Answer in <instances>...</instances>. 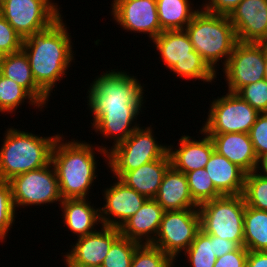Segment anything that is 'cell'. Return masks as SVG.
I'll use <instances>...</instances> for the list:
<instances>
[{
	"label": "cell",
	"mask_w": 267,
	"mask_h": 267,
	"mask_svg": "<svg viewBox=\"0 0 267 267\" xmlns=\"http://www.w3.org/2000/svg\"><path fill=\"white\" fill-rule=\"evenodd\" d=\"M62 18L49 28L23 39L22 44L36 84L49 97L56 82L67 75L72 60L75 61L71 33Z\"/></svg>",
	"instance_id": "1"
},
{
	"label": "cell",
	"mask_w": 267,
	"mask_h": 267,
	"mask_svg": "<svg viewBox=\"0 0 267 267\" xmlns=\"http://www.w3.org/2000/svg\"><path fill=\"white\" fill-rule=\"evenodd\" d=\"M63 134L54 142L51 163L58 178L62 199L88 198L89 191L97 179L96 151L108 160V146H98L72 139L64 142ZM63 141V142H62ZM94 146V147H93ZM91 187V188H90Z\"/></svg>",
	"instance_id": "2"
},
{
	"label": "cell",
	"mask_w": 267,
	"mask_h": 267,
	"mask_svg": "<svg viewBox=\"0 0 267 267\" xmlns=\"http://www.w3.org/2000/svg\"><path fill=\"white\" fill-rule=\"evenodd\" d=\"M128 74V75H127ZM144 84L126 71L111 69L97 76L90 84L87 105L92 113L91 125L103 114L117 111H141Z\"/></svg>",
	"instance_id": "3"
},
{
	"label": "cell",
	"mask_w": 267,
	"mask_h": 267,
	"mask_svg": "<svg viewBox=\"0 0 267 267\" xmlns=\"http://www.w3.org/2000/svg\"><path fill=\"white\" fill-rule=\"evenodd\" d=\"M5 132L0 146V181L48 165L54 142L60 135L42 137L13 127Z\"/></svg>",
	"instance_id": "4"
},
{
	"label": "cell",
	"mask_w": 267,
	"mask_h": 267,
	"mask_svg": "<svg viewBox=\"0 0 267 267\" xmlns=\"http://www.w3.org/2000/svg\"><path fill=\"white\" fill-rule=\"evenodd\" d=\"M184 30L194 50L215 73L217 62L221 60L224 67L238 42L228 15L213 14L202 7Z\"/></svg>",
	"instance_id": "5"
},
{
	"label": "cell",
	"mask_w": 267,
	"mask_h": 267,
	"mask_svg": "<svg viewBox=\"0 0 267 267\" xmlns=\"http://www.w3.org/2000/svg\"><path fill=\"white\" fill-rule=\"evenodd\" d=\"M161 60L173 74L180 78L216 82L217 77L194 47L185 30L161 32L153 41Z\"/></svg>",
	"instance_id": "6"
},
{
	"label": "cell",
	"mask_w": 267,
	"mask_h": 267,
	"mask_svg": "<svg viewBox=\"0 0 267 267\" xmlns=\"http://www.w3.org/2000/svg\"><path fill=\"white\" fill-rule=\"evenodd\" d=\"M245 207L243 194L223 195L202 203L198 207L200 228L206 234L244 246Z\"/></svg>",
	"instance_id": "7"
},
{
	"label": "cell",
	"mask_w": 267,
	"mask_h": 267,
	"mask_svg": "<svg viewBox=\"0 0 267 267\" xmlns=\"http://www.w3.org/2000/svg\"><path fill=\"white\" fill-rule=\"evenodd\" d=\"M153 128L138 127L124 142L108 152L107 165L114 174L112 178H120L125 172L164 157L168 153V145H161L154 137Z\"/></svg>",
	"instance_id": "8"
},
{
	"label": "cell",
	"mask_w": 267,
	"mask_h": 267,
	"mask_svg": "<svg viewBox=\"0 0 267 267\" xmlns=\"http://www.w3.org/2000/svg\"><path fill=\"white\" fill-rule=\"evenodd\" d=\"M210 109L201 130L206 134L249 133L259 112L239 95L227 92L210 102Z\"/></svg>",
	"instance_id": "9"
},
{
	"label": "cell",
	"mask_w": 267,
	"mask_h": 267,
	"mask_svg": "<svg viewBox=\"0 0 267 267\" xmlns=\"http://www.w3.org/2000/svg\"><path fill=\"white\" fill-rule=\"evenodd\" d=\"M57 4L52 0H5L0 4V14L25 39L49 28L62 16Z\"/></svg>",
	"instance_id": "10"
},
{
	"label": "cell",
	"mask_w": 267,
	"mask_h": 267,
	"mask_svg": "<svg viewBox=\"0 0 267 267\" xmlns=\"http://www.w3.org/2000/svg\"><path fill=\"white\" fill-rule=\"evenodd\" d=\"M8 182L16 211L21 207L62 202L58 178L51 162L40 169L16 175Z\"/></svg>",
	"instance_id": "11"
},
{
	"label": "cell",
	"mask_w": 267,
	"mask_h": 267,
	"mask_svg": "<svg viewBox=\"0 0 267 267\" xmlns=\"http://www.w3.org/2000/svg\"><path fill=\"white\" fill-rule=\"evenodd\" d=\"M200 229L198 208L164 211L158 233L151 244L176 262L178 255L190 247Z\"/></svg>",
	"instance_id": "12"
},
{
	"label": "cell",
	"mask_w": 267,
	"mask_h": 267,
	"mask_svg": "<svg viewBox=\"0 0 267 267\" xmlns=\"http://www.w3.org/2000/svg\"><path fill=\"white\" fill-rule=\"evenodd\" d=\"M266 43L237 42L227 63L222 67L228 92L261 81L265 74Z\"/></svg>",
	"instance_id": "13"
},
{
	"label": "cell",
	"mask_w": 267,
	"mask_h": 267,
	"mask_svg": "<svg viewBox=\"0 0 267 267\" xmlns=\"http://www.w3.org/2000/svg\"><path fill=\"white\" fill-rule=\"evenodd\" d=\"M111 9L113 21L123 30L149 34L152 41L162 32L156 0H113Z\"/></svg>",
	"instance_id": "14"
},
{
	"label": "cell",
	"mask_w": 267,
	"mask_h": 267,
	"mask_svg": "<svg viewBox=\"0 0 267 267\" xmlns=\"http://www.w3.org/2000/svg\"><path fill=\"white\" fill-rule=\"evenodd\" d=\"M86 236L77 238L66 252L63 261L67 267H101L111 245L121 236L119 228L100 226Z\"/></svg>",
	"instance_id": "15"
},
{
	"label": "cell",
	"mask_w": 267,
	"mask_h": 267,
	"mask_svg": "<svg viewBox=\"0 0 267 267\" xmlns=\"http://www.w3.org/2000/svg\"><path fill=\"white\" fill-rule=\"evenodd\" d=\"M114 184L103 190L106 203L99 207L101 226L120 228L123 223L133 216L147 200L133 188L126 186L118 178Z\"/></svg>",
	"instance_id": "16"
},
{
	"label": "cell",
	"mask_w": 267,
	"mask_h": 267,
	"mask_svg": "<svg viewBox=\"0 0 267 267\" xmlns=\"http://www.w3.org/2000/svg\"><path fill=\"white\" fill-rule=\"evenodd\" d=\"M228 17L239 42L267 43V0H242Z\"/></svg>",
	"instance_id": "17"
},
{
	"label": "cell",
	"mask_w": 267,
	"mask_h": 267,
	"mask_svg": "<svg viewBox=\"0 0 267 267\" xmlns=\"http://www.w3.org/2000/svg\"><path fill=\"white\" fill-rule=\"evenodd\" d=\"M199 131L204 135L199 140L192 139L189 135H182L178 142V148L173 149L171 144L168 146L171 166L175 170L186 174L196 169L205 168L215 148L211 137L201 129Z\"/></svg>",
	"instance_id": "18"
},
{
	"label": "cell",
	"mask_w": 267,
	"mask_h": 267,
	"mask_svg": "<svg viewBox=\"0 0 267 267\" xmlns=\"http://www.w3.org/2000/svg\"><path fill=\"white\" fill-rule=\"evenodd\" d=\"M164 211L154 199H147L119 228L121 236L140 244H151L158 233Z\"/></svg>",
	"instance_id": "19"
},
{
	"label": "cell",
	"mask_w": 267,
	"mask_h": 267,
	"mask_svg": "<svg viewBox=\"0 0 267 267\" xmlns=\"http://www.w3.org/2000/svg\"><path fill=\"white\" fill-rule=\"evenodd\" d=\"M215 151L236 164L246 174L256 171L258 158L255 154L249 133L208 134Z\"/></svg>",
	"instance_id": "20"
},
{
	"label": "cell",
	"mask_w": 267,
	"mask_h": 267,
	"mask_svg": "<svg viewBox=\"0 0 267 267\" xmlns=\"http://www.w3.org/2000/svg\"><path fill=\"white\" fill-rule=\"evenodd\" d=\"M154 200L165 210L198 208L194 202L186 174L170 166L165 172Z\"/></svg>",
	"instance_id": "21"
},
{
	"label": "cell",
	"mask_w": 267,
	"mask_h": 267,
	"mask_svg": "<svg viewBox=\"0 0 267 267\" xmlns=\"http://www.w3.org/2000/svg\"><path fill=\"white\" fill-rule=\"evenodd\" d=\"M171 160L167 153L164 157L150 161L137 169L125 172L119 180L133 188L147 199H154Z\"/></svg>",
	"instance_id": "22"
},
{
	"label": "cell",
	"mask_w": 267,
	"mask_h": 267,
	"mask_svg": "<svg viewBox=\"0 0 267 267\" xmlns=\"http://www.w3.org/2000/svg\"><path fill=\"white\" fill-rule=\"evenodd\" d=\"M58 204L63 212V224L78 238L95 232L96 225L101 224L99 208L91 206L87 198H66Z\"/></svg>",
	"instance_id": "23"
},
{
	"label": "cell",
	"mask_w": 267,
	"mask_h": 267,
	"mask_svg": "<svg viewBox=\"0 0 267 267\" xmlns=\"http://www.w3.org/2000/svg\"><path fill=\"white\" fill-rule=\"evenodd\" d=\"M205 170L222 195L243 194L246 173L217 151H213Z\"/></svg>",
	"instance_id": "24"
},
{
	"label": "cell",
	"mask_w": 267,
	"mask_h": 267,
	"mask_svg": "<svg viewBox=\"0 0 267 267\" xmlns=\"http://www.w3.org/2000/svg\"><path fill=\"white\" fill-rule=\"evenodd\" d=\"M0 73L25 88L43 107L49 96L36 84L25 52L6 54L0 61Z\"/></svg>",
	"instance_id": "25"
},
{
	"label": "cell",
	"mask_w": 267,
	"mask_h": 267,
	"mask_svg": "<svg viewBox=\"0 0 267 267\" xmlns=\"http://www.w3.org/2000/svg\"><path fill=\"white\" fill-rule=\"evenodd\" d=\"M140 111H117L103 113L93 124L96 133H101L105 139H113V145L108 152L124 142L141 124L137 123ZM136 120V122H134Z\"/></svg>",
	"instance_id": "26"
},
{
	"label": "cell",
	"mask_w": 267,
	"mask_h": 267,
	"mask_svg": "<svg viewBox=\"0 0 267 267\" xmlns=\"http://www.w3.org/2000/svg\"><path fill=\"white\" fill-rule=\"evenodd\" d=\"M156 5L162 32L184 30L200 10L190 0H156Z\"/></svg>",
	"instance_id": "27"
},
{
	"label": "cell",
	"mask_w": 267,
	"mask_h": 267,
	"mask_svg": "<svg viewBox=\"0 0 267 267\" xmlns=\"http://www.w3.org/2000/svg\"><path fill=\"white\" fill-rule=\"evenodd\" d=\"M244 247L248 251H267V211L257 210L246 205Z\"/></svg>",
	"instance_id": "28"
},
{
	"label": "cell",
	"mask_w": 267,
	"mask_h": 267,
	"mask_svg": "<svg viewBox=\"0 0 267 267\" xmlns=\"http://www.w3.org/2000/svg\"><path fill=\"white\" fill-rule=\"evenodd\" d=\"M26 99L29 100L26 103L42 111L43 106L25 88L0 73V113L16 112Z\"/></svg>",
	"instance_id": "29"
},
{
	"label": "cell",
	"mask_w": 267,
	"mask_h": 267,
	"mask_svg": "<svg viewBox=\"0 0 267 267\" xmlns=\"http://www.w3.org/2000/svg\"><path fill=\"white\" fill-rule=\"evenodd\" d=\"M190 267H213L217 257L214 254L213 235L199 230L190 247L183 253Z\"/></svg>",
	"instance_id": "30"
},
{
	"label": "cell",
	"mask_w": 267,
	"mask_h": 267,
	"mask_svg": "<svg viewBox=\"0 0 267 267\" xmlns=\"http://www.w3.org/2000/svg\"><path fill=\"white\" fill-rule=\"evenodd\" d=\"M186 177L191 196L198 206H200L202 203L223 196L215 188L205 168L187 172Z\"/></svg>",
	"instance_id": "31"
},
{
	"label": "cell",
	"mask_w": 267,
	"mask_h": 267,
	"mask_svg": "<svg viewBox=\"0 0 267 267\" xmlns=\"http://www.w3.org/2000/svg\"><path fill=\"white\" fill-rule=\"evenodd\" d=\"M243 197L247 206L267 211V176L257 171L247 173Z\"/></svg>",
	"instance_id": "32"
},
{
	"label": "cell",
	"mask_w": 267,
	"mask_h": 267,
	"mask_svg": "<svg viewBox=\"0 0 267 267\" xmlns=\"http://www.w3.org/2000/svg\"><path fill=\"white\" fill-rule=\"evenodd\" d=\"M175 261L152 244H140L132 259L131 267H175Z\"/></svg>",
	"instance_id": "33"
},
{
	"label": "cell",
	"mask_w": 267,
	"mask_h": 267,
	"mask_svg": "<svg viewBox=\"0 0 267 267\" xmlns=\"http://www.w3.org/2000/svg\"><path fill=\"white\" fill-rule=\"evenodd\" d=\"M140 243L120 236L112 245L101 267H131L134 252Z\"/></svg>",
	"instance_id": "34"
},
{
	"label": "cell",
	"mask_w": 267,
	"mask_h": 267,
	"mask_svg": "<svg viewBox=\"0 0 267 267\" xmlns=\"http://www.w3.org/2000/svg\"><path fill=\"white\" fill-rule=\"evenodd\" d=\"M16 212L9 182L0 181V242L6 240L15 222Z\"/></svg>",
	"instance_id": "35"
},
{
	"label": "cell",
	"mask_w": 267,
	"mask_h": 267,
	"mask_svg": "<svg viewBox=\"0 0 267 267\" xmlns=\"http://www.w3.org/2000/svg\"><path fill=\"white\" fill-rule=\"evenodd\" d=\"M243 100L259 113L267 112V81L261 80L240 88L237 92Z\"/></svg>",
	"instance_id": "36"
},
{
	"label": "cell",
	"mask_w": 267,
	"mask_h": 267,
	"mask_svg": "<svg viewBox=\"0 0 267 267\" xmlns=\"http://www.w3.org/2000/svg\"><path fill=\"white\" fill-rule=\"evenodd\" d=\"M23 38L13 29L0 14V52L11 54L22 49Z\"/></svg>",
	"instance_id": "37"
},
{
	"label": "cell",
	"mask_w": 267,
	"mask_h": 267,
	"mask_svg": "<svg viewBox=\"0 0 267 267\" xmlns=\"http://www.w3.org/2000/svg\"><path fill=\"white\" fill-rule=\"evenodd\" d=\"M249 136L257 158L267 154V112L259 113Z\"/></svg>",
	"instance_id": "38"
},
{
	"label": "cell",
	"mask_w": 267,
	"mask_h": 267,
	"mask_svg": "<svg viewBox=\"0 0 267 267\" xmlns=\"http://www.w3.org/2000/svg\"><path fill=\"white\" fill-rule=\"evenodd\" d=\"M247 255L248 250L240 246L237 250L217 258L213 267H246Z\"/></svg>",
	"instance_id": "39"
},
{
	"label": "cell",
	"mask_w": 267,
	"mask_h": 267,
	"mask_svg": "<svg viewBox=\"0 0 267 267\" xmlns=\"http://www.w3.org/2000/svg\"><path fill=\"white\" fill-rule=\"evenodd\" d=\"M242 0H205L201 7L210 13L229 15Z\"/></svg>",
	"instance_id": "40"
},
{
	"label": "cell",
	"mask_w": 267,
	"mask_h": 267,
	"mask_svg": "<svg viewBox=\"0 0 267 267\" xmlns=\"http://www.w3.org/2000/svg\"><path fill=\"white\" fill-rule=\"evenodd\" d=\"M239 247L240 246L234 241L213 236L214 254L217 258L225 255L226 253L237 250Z\"/></svg>",
	"instance_id": "41"
},
{
	"label": "cell",
	"mask_w": 267,
	"mask_h": 267,
	"mask_svg": "<svg viewBox=\"0 0 267 267\" xmlns=\"http://www.w3.org/2000/svg\"><path fill=\"white\" fill-rule=\"evenodd\" d=\"M246 267H267V251H248Z\"/></svg>",
	"instance_id": "42"
},
{
	"label": "cell",
	"mask_w": 267,
	"mask_h": 267,
	"mask_svg": "<svg viewBox=\"0 0 267 267\" xmlns=\"http://www.w3.org/2000/svg\"><path fill=\"white\" fill-rule=\"evenodd\" d=\"M256 171L259 172L260 174L267 176V154L261 156L258 159V165Z\"/></svg>",
	"instance_id": "43"
},
{
	"label": "cell",
	"mask_w": 267,
	"mask_h": 267,
	"mask_svg": "<svg viewBox=\"0 0 267 267\" xmlns=\"http://www.w3.org/2000/svg\"><path fill=\"white\" fill-rule=\"evenodd\" d=\"M264 80L267 81V43H266V56H265V74H264Z\"/></svg>",
	"instance_id": "44"
},
{
	"label": "cell",
	"mask_w": 267,
	"mask_h": 267,
	"mask_svg": "<svg viewBox=\"0 0 267 267\" xmlns=\"http://www.w3.org/2000/svg\"><path fill=\"white\" fill-rule=\"evenodd\" d=\"M3 56L4 55L0 52V61L2 60Z\"/></svg>",
	"instance_id": "45"
}]
</instances>
